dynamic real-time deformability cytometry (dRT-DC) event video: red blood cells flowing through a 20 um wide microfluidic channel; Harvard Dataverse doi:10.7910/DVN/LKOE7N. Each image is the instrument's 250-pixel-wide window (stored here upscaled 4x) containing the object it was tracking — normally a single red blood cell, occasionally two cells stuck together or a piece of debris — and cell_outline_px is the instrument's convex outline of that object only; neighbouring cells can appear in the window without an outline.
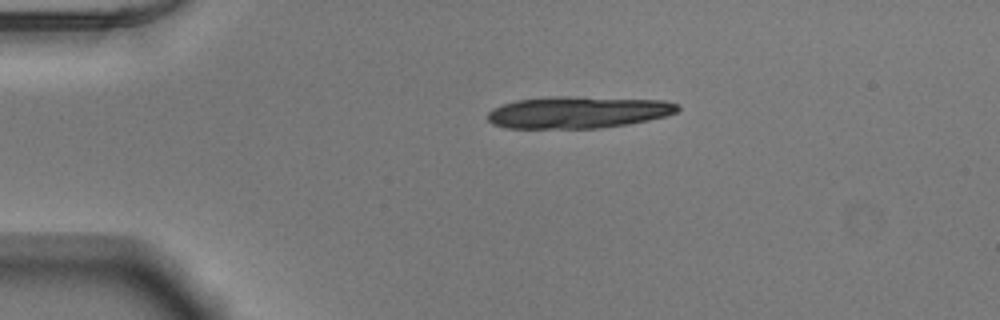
{"species": "Egyptian fruit bat (a non-hibernating species)", "species_latin": "Rousettus aegyptiacus", "temperature_condition": "warm", "stored_images_in_passage": 42, "segment_of_instrument_passage": [1, 2], "camera_frame_rate_fps": 3000, "um_per_image_px": 0.085, "animal": {"sex": "male"}, "frame": {"image": 1, "passage_image": 1, "time_ms": 0.0, "image_size_px": [1000, 320], "cell_outline_px": [[680, 108], [676, 112], [664, 116], [648, 120], [628, 124], [600, 128], [504, 128], [492, 124], [488, 120], [488, 112], [492, 108], [516, 100], [556, 96], [560, 96], [664, 100], [680, 104]], "centroid_in_image_um": [49.12, 9.54], "position_along_channel_um": 35.9, "area_um2": 35.32}}